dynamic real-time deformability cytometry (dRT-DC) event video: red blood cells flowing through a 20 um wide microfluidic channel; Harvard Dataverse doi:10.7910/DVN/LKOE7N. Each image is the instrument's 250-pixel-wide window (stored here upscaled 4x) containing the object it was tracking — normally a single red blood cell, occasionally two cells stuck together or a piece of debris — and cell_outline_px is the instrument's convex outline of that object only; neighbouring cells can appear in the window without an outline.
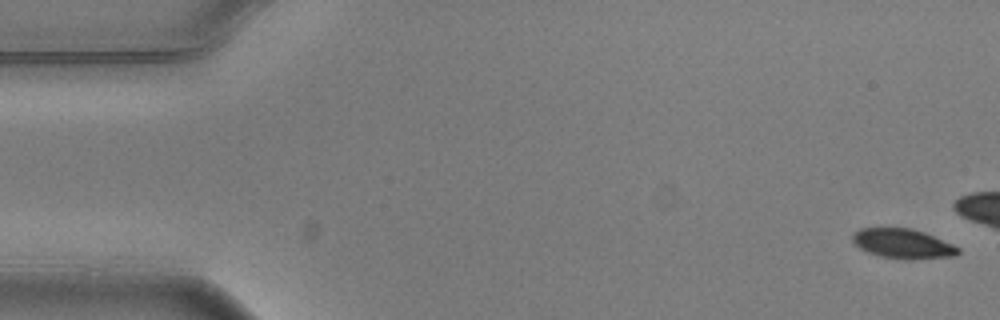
{"species": "common noctule bat (a hibernating species)", "species_latin": "Nyctalus noctula", "temperature_condition": "warm", "stored_images_in_passage": 5, "camera_frame_rate_fps": 3000, "um_per_image_px": 0.085, "animal": {"sex": "male", "body_mass_g": 20.5, "forearm_length_mm": 52.5}, "frame": {"image": 1, "passage_image": 1, "time_ms": 0.0, "image_size_px": [1000, 320], "cell_outline_px": [[960, 252], [956, 256], [912, 260], [880, 256], [868, 252], [860, 248], [852, 240], [852, 236], [860, 228], [912, 228], [924, 232], [952, 244], [960, 248]], "centroid_in_image_um": [76.78, 20.72], "position_along_channel_um": 8.2, "area_um2": 18.21}}